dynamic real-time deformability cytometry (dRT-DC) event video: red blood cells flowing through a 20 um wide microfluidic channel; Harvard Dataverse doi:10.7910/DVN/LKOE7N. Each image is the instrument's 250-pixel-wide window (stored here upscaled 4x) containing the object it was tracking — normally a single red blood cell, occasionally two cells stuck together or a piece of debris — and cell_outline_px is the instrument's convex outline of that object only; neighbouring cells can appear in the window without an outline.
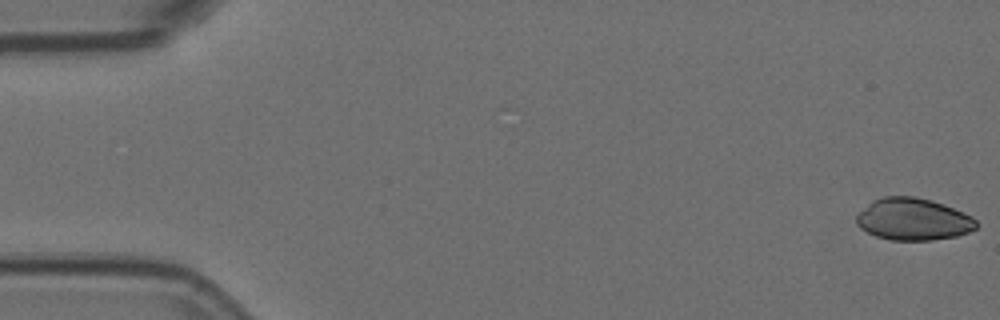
{"species": "Egyptian fruit bat (a non-hibernating species)", "species_latin": "Rousettus aegyptiacus", "temperature_condition": "room temperature", "stored_images_in_passage": 3, "camera_frame_rate_fps": 3000, "um_per_image_px": 0.085, "animal": {"sex": "female"}, "frame": {"image": 1, "passage_image": 1, "time_ms": 0.0, "image_size_px": [1000, 320], "cell_outline_px": [[976, 228], [968, 232], [956, 236], [932, 240], [892, 240], [876, 236], [860, 228], [856, 224], [856, 216], [872, 200], [884, 196], [916, 196], [932, 200], [964, 212], [972, 216], [976, 220]], "centroid_in_image_um": [77.62, 18.63], "position_along_channel_um": 7.4, "area_um2": 29.36}}